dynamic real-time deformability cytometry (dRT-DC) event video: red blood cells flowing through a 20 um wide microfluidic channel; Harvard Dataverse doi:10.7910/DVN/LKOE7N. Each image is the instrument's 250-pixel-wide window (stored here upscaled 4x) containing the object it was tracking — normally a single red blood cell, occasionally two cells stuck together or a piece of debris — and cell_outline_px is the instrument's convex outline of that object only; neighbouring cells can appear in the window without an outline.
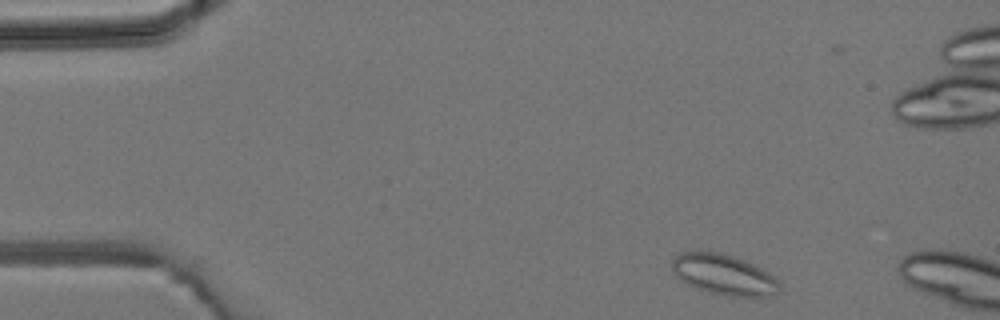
{"species": "common noctule bat (a hibernating species)", "species_latin": "Nyctalus noctula", "temperature_condition": "room temperature", "stored_images_in_passage": 2, "camera_frame_rate_fps": 3000, "um_per_image_px": 0.085, "animal": {"sex": "male", "body_mass_g": 19.2, "forearm_length_mm": 51.8}, "frame": {"image": 1, "passage_image": 1, "time_ms": 0.0, "image_size_px": [1000, 320], "cell_outline_px": [[780, 292], [772, 296], [724, 296], [708, 292], [696, 288], [680, 280], [676, 276], [672, 268], [672, 260], [680, 252], [708, 248], [744, 260], [768, 272], [780, 284]], "centroid_in_image_um": [61.48, 23.31], "position_along_channel_um": 23.5, "area_um2": 25.84}}